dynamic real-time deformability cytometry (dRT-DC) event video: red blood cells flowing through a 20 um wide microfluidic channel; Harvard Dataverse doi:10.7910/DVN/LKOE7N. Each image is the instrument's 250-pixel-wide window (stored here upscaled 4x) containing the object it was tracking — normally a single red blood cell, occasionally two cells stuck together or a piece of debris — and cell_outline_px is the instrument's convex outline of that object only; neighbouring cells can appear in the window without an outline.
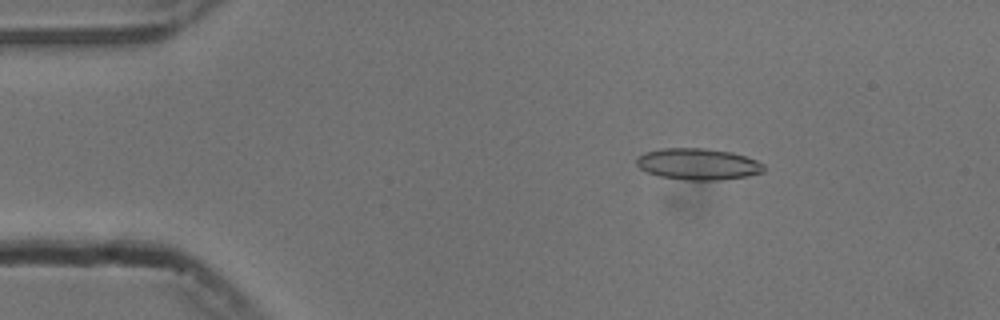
{"species": "common noctule bat (a hibernating species)", "species_latin": "Nyctalus noctula", "temperature_condition": "cold", "stored_images_in_passage": 51, "camera_frame_rate_fps": 3000, "um_per_image_px": 0.085, "animal": {"sex": "male", "body_mass_g": 13.3}, "frame": {"image": 1, "passage_image": 6, "time_ms": 1.667, "image_size_px": [1000, 320], "cell_outline_px": [[764, 172], [744, 176], [716, 180], [688, 180], [660, 176], [648, 172], [640, 168], [636, 164], [636, 160], [640, 156], [648, 152], [664, 148], [704, 148], [728, 152], [744, 156], [756, 160], [764, 164]], "centroid_in_image_um": [59.34, 13.95], "position_along_channel_um": 25.7, "area_um2": 22.83}}
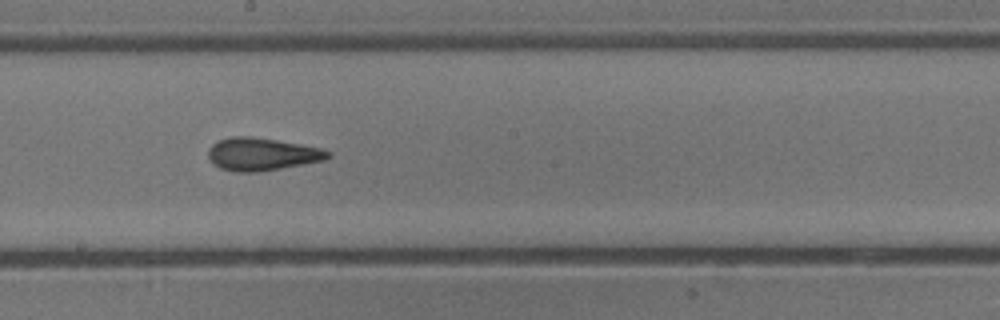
{"frame": {"image": 2, "passage_image": 27, "time_ms": 8.667, "image_size_px": [1000, 320], "cell_outline_px": [[332, 156], [324, 160], [280, 168], [256, 172], [236, 172], [220, 168], [208, 156], [208, 148], [212, 144], [220, 140], [232, 136], [252, 136], [276, 140], [320, 148], [328, 152]], "centroid_in_image_um": [22.23, 13.1], "position_along_channel_um": 226.0, "area_um2": 22.43}}
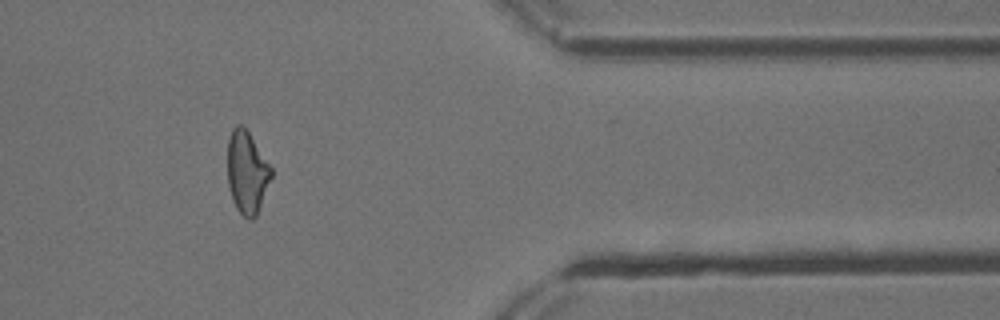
{"frame": {"image": 3, "passage_image": 42, "time_ms": 13.667, "image_size_px": [1000, 320], "cell_outline_px": [[272, 176], [256, 216], [252, 220], [248, 220], [236, 208], [228, 184], [228, 136], [232, 128], [236, 124], [240, 124], [248, 132], [272, 168]], "centroid_in_image_um": [20.98, 14.64], "position_along_channel_um": 390.4, "area_um2": 20.75}, "authors_computed_cell_mechanics": {"area_um2": 22.0796, "velocity_mm_per_s": 3.7686, "shape_relaxation_time_tau1_ms": 10.1927, "shape_relaxation_time_tau2_ms": 2.0792, "deformation_change_tau1": 0.2126, "deformation_change_tau2": 0.1093}}